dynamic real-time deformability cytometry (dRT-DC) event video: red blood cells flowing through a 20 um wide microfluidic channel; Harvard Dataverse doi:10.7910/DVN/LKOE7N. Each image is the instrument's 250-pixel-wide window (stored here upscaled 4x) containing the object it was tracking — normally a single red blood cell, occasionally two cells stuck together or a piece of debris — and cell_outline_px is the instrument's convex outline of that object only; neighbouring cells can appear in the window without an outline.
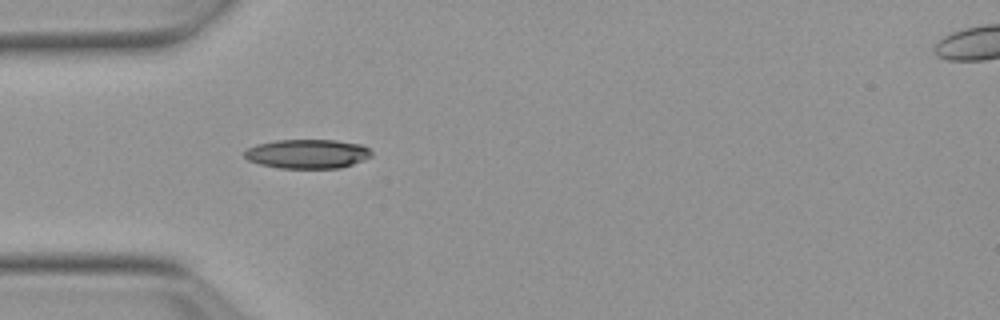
{"species": "Egyptian fruit bat (a non-hibernating species)", "species_latin": "Rousettus aegyptiacus", "temperature_condition": "warm", "stored_images_in_passage": 30, "camera_frame_rate_fps": 3000, "um_per_image_px": 0.085, "animal": {"sex": "female"}, "frame": {"image": 1, "passage_image": 1, "time_ms": 0.0, "image_size_px": [1000, 320], "cell_outline_px": [[372, 156], [364, 160], [340, 168], [276, 168], [260, 164], [248, 160], [244, 156], [244, 152], [248, 148], [256, 144], [276, 140], [336, 140], [364, 144], [372, 152]], "centroid_in_image_um": [26.15, 13.07], "position_along_channel_um": 58.9, "area_um2": 21.79}}
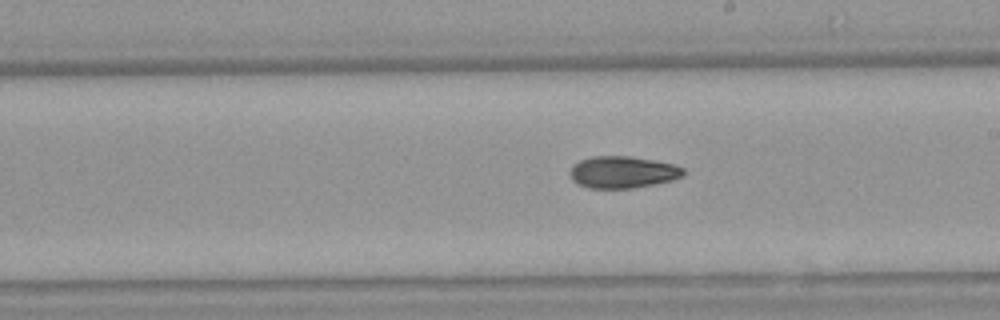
{"frame": {"image": 2, "passage_image": 15, "time_ms": 4.667, "image_size_px": [1000, 320], "cell_outline_px": [[684, 176], [672, 180], [656, 184], [632, 188], [588, 188], [576, 184], [572, 180], [568, 172], [572, 164], [580, 160], [592, 156], [632, 156], [672, 164], [684, 168]], "centroid_in_image_um": [52.88, 14.63], "position_along_channel_um": 236.1, "area_um2": 21.33}}
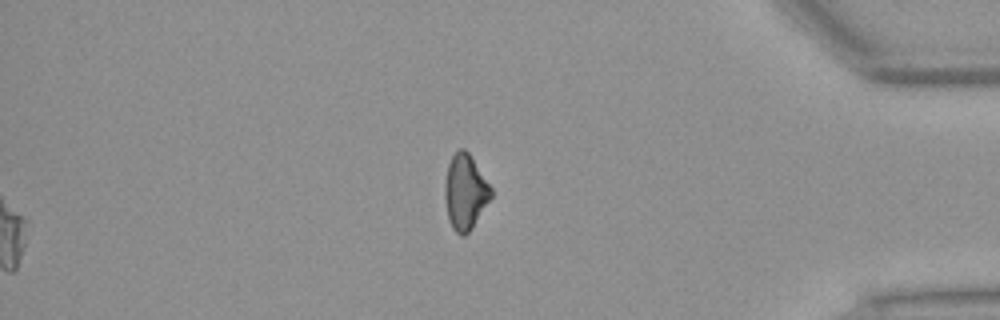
{"frame": {"image": 3, "passage_image": 30, "time_ms": 9.667, "image_size_px": [1000, 320], "cell_outline_px": [[492, 196], [472, 228], [464, 236], [460, 236], [452, 228], [448, 220], [444, 200], [444, 184], [448, 164], [452, 156], [460, 148], [464, 148], [468, 152], [492, 188]], "centroid_in_image_um": [39.52, 16.34], "position_along_channel_um": 395.7, "area_um2": 20.29}, "authors_computed_cell_mechanics": {"area_um2": 21.1837, "velocity_mm_per_s": 3.8596, "shape_relaxation_time_tau1_ms": 6.908, "shape_relaxation_time_tau2_ms": null, "deformation_change_tau1": 0.1516, "deformation_change_tau2": null}}